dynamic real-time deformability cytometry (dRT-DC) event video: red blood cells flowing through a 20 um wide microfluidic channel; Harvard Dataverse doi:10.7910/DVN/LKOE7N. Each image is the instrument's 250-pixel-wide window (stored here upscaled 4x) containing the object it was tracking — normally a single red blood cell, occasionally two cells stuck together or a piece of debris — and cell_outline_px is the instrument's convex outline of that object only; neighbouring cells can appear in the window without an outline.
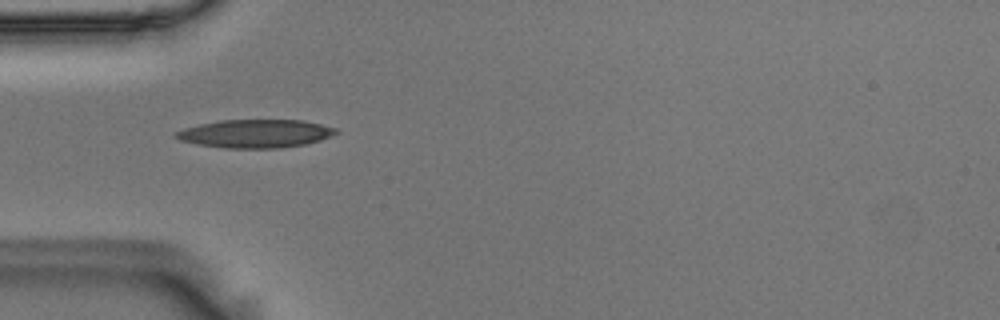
{"species": "Egyptian fruit bat (a non-hibernating species)", "species_latin": "Rousettus aegyptiacus", "temperature_condition": "room temperature", "stored_images_in_passage": 41, "camera_frame_rate_fps": 3000, "um_per_image_px": 0.085, "animal": {"sex": "male"}, "frame": {"image": 1, "passage_image": 3, "time_ms": 0.667, "image_size_px": [1000, 320], "cell_outline_px": [[340, 132], [332, 136], [320, 140], [304, 144], [280, 148], [224, 148], [196, 144], [180, 140], [172, 136], [176, 132], [184, 128], [200, 124], [220, 120], [304, 120], [336, 128]], "centroid_in_image_um": [21.71, 11.35], "position_along_channel_um": 63.3, "area_um2": 26.41}}
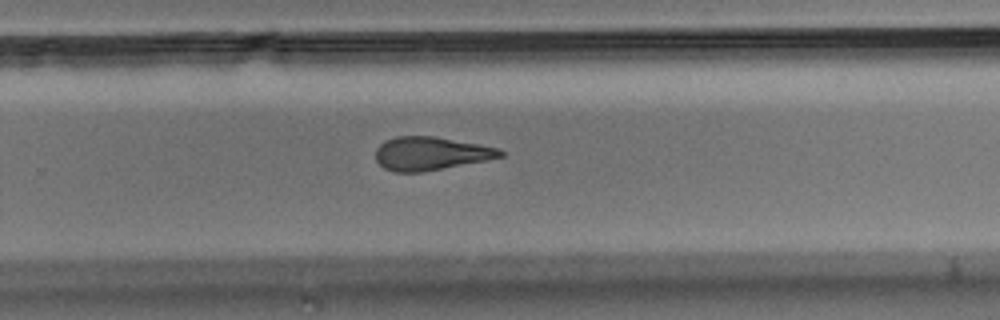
{"frame": {"image": 2, "passage_image": 22, "time_ms": 7.0, "image_size_px": [1000, 320], "cell_outline_px": [[504, 156], [484, 160], [420, 172], [396, 172], [384, 168], [376, 160], [376, 148], [384, 140], [396, 136], [432, 136], [480, 144], [500, 148], [504, 152]], "centroid_in_image_um": [36.58, 13.03], "position_along_channel_um": 293.2, "area_um2": 23.99}}
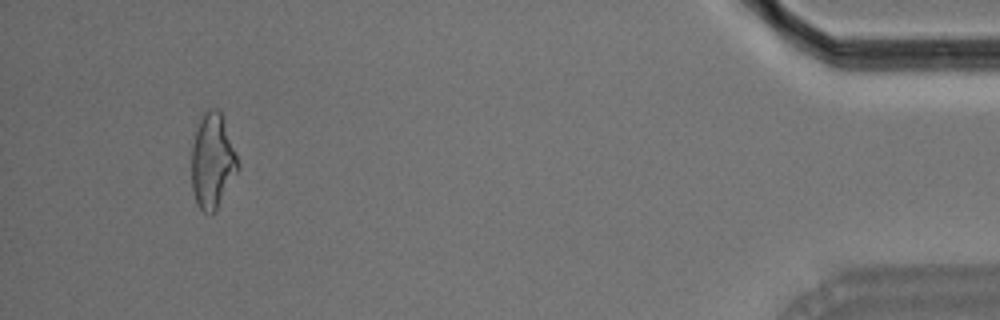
{"frame": {"image": 3, "passage_image": 38, "time_ms": 12.333, "image_size_px": [1000, 320], "cell_outline_px": [[240, 168], [216, 208], [208, 216], [196, 204], [192, 192], [192, 144], [196, 128], [204, 112], [208, 108], [216, 108], [220, 112], [240, 164]], "centroid_in_image_um": [18.04, 13.7], "position_along_channel_um": 417.2, "area_um2": 25.37}, "authors_computed_cell_mechanics": {"area_um2": 25.3742, "velocity_mm_per_s": 3.6385, "shape_relaxation_time_tau1_ms": 7.9519, "shape_relaxation_time_tau2_ms": 3.9305, "deformation_change_tau1": 0.2026, "deformation_change_tau2": 0.1567}}